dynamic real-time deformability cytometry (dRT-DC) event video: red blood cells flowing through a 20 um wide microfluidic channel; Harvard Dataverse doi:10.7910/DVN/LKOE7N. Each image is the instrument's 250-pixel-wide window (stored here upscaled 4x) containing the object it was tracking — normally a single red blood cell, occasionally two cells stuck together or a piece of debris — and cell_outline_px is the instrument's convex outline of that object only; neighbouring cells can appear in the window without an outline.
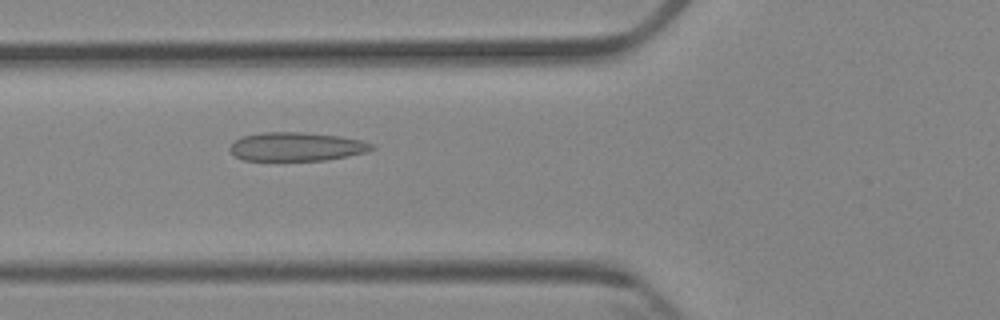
{"species": "Egyptian fruit bat (a non-hibernating species)", "species_latin": "Rousettus aegyptiacus", "temperature_condition": "cold", "stored_images_in_passage": 6, "camera_frame_rate_fps": 3000, "um_per_image_px": 0.085, "animal": {"sex": "female"}, "frame": {"image": 1, "passage_image": 5, "time_ms": 5.667, "image_size_px": [1000, 320], "cell_outline_px": [[376, 148], [368, 152], [348, 156], [324, 160], [244, 160], [236, 156], [228, 148], [236, 140], [244, 136], [264, 132], [304, 132], [340, 136], [360, 140], [372, 144]], "centroid_in_image_um": [25.24, 12.46], "position_along_channel_um": 100.6, "area_um2": 23.58}}
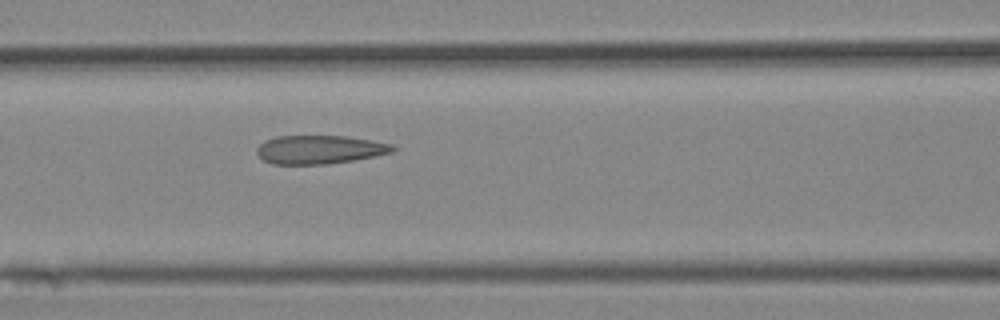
{"frame": {"image": 2, "passage_image": 6, "time_ms": 6.667, "image_size_px": [1000, 320], "cell_outline_px": [[396, 148], [392, 152], [376, 156], [328, 164], [272, 164], [264, 160], [256, 152], [256, 148], [264, 140], [276, 136], [344, 136], [392, 144]], "centroid_in_image_um": [27.13, 12.71], "position_along_channel_um": 139.5, "area_um2": 22.48}}